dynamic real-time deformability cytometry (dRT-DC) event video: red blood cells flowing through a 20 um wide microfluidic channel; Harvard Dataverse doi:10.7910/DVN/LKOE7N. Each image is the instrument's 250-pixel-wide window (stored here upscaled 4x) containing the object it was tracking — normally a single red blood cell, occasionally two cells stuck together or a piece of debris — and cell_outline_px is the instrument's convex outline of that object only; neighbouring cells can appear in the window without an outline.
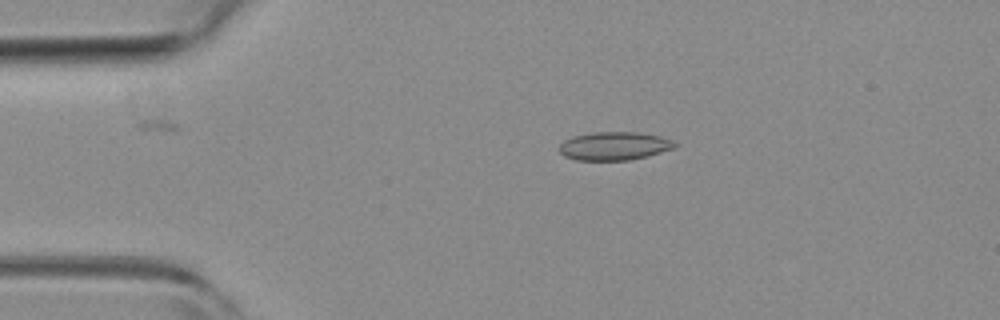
{"species": "common noctule bat (a hibernating species)", "species_latin": "Nyctalus noctula", "temperature_condition": "room temperature", "stored_images_in_passage": 4, "camera_frame_rate_fps": 3000, "um_per_image_px": 0.085, "animal": {"sex": "female", "body_mass_g": 19.3, "forearm_length_mm": 54.1}, "frame": {"image": 1, "passage_image": 3, "time_ms": 0.667, "image_size_px": [1000, 320], "cell_outline_px": [[676, 148], [648, 156], [628, 160], [576, 160], [564, 156], [560, 152], [560, 144], [564, 140], [572, 136], [592, 132], [640, 132], [660, 136], [672, 140], [676, 144]], "centroid_in_image_um": [52.22, 12.4], "position_along_channel_um": 32.8, "area_um2": 19.19}}